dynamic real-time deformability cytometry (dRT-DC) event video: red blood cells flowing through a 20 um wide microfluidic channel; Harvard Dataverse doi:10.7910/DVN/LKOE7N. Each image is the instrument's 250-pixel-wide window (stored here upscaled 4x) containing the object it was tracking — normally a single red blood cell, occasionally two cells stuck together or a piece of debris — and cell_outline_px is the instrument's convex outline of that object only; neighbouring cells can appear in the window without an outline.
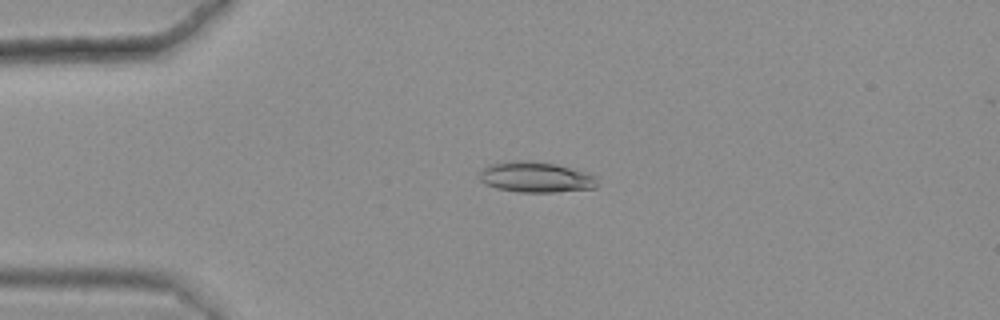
{"species": "common noctule bat (a hibernating species)", "species_latin": "Nyctalus noctula", "temperature_condition": "warm", "stored_images_in_passage": 36, "camera_frame_rate_fps": 3000, "um_per_image_px": 0.085, "animal": {"sex": "female", "body_mass_g": 25.1}, "frame": {"image": 1, "passage_image": 1, "time_ms": 0.0, "image_size_px": [1000, 320], "cell_outline_px": [[596, 188], [556, 192], [520, 192], [496, 188], [484, 184], [480, 180], [480, 168], [488, 164], [516, 160], [528, 160], [556, 164], [588, 172], [596, 176]], "centroid_in_image_um": [45.52, 15.05], "position_along_channel_um": 39.5, "area_um2": 21.27}}
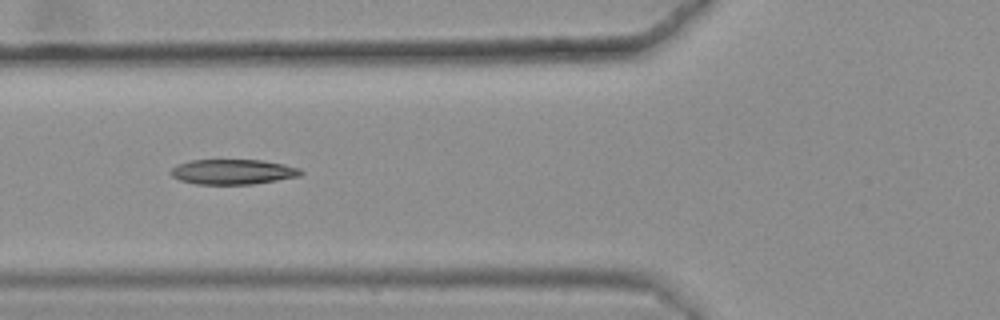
{"frame": {"image": 2, "passage_image": 9, "time_ms": 2.667, "image_size_px": [1000, 320], "cell_outline_px": [[304, 172], [300, 176], [252, 184], [196, 184], [180, 180], [172, 176], [168, 172], [176, 164], [192, 160], [264, 160], [284, 164], [300, 168]], "centroid_in_image_um": [19.78, 14.6], "position_along_channel_um": 106.0, "area_um2": 19.07}}
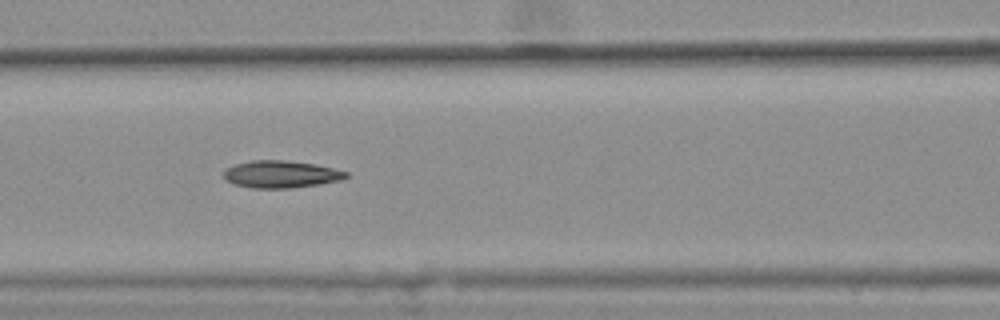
{"frame": {"image": 3, "passage_image": 12, "time_ms": 3.667, "image_size_px": [1000, 320], "cell_outline_px": [[348, 176], [340, 180], [292, 188], [252, 188], [232, 184], [224, 180], [224, 168], [232, 164], [252, 160], [284, 160], [316, 164], [348, 172]], "centroid_in_image_um": [23.8, 14.8], "position_along_channel_um": 142.8, "area_um2": 19.54}, "authors_computed_cell_mechanics": {"area_um2": 18.9584, "velocity_mm_per_s": 3.6443, "shape_relaxation_time_tau1_ms": null, "shape_relaxation_time_tau2_ms": 3.815, "deformation_change_tau1": null, "deformation_change_tau2": 0.1198}}